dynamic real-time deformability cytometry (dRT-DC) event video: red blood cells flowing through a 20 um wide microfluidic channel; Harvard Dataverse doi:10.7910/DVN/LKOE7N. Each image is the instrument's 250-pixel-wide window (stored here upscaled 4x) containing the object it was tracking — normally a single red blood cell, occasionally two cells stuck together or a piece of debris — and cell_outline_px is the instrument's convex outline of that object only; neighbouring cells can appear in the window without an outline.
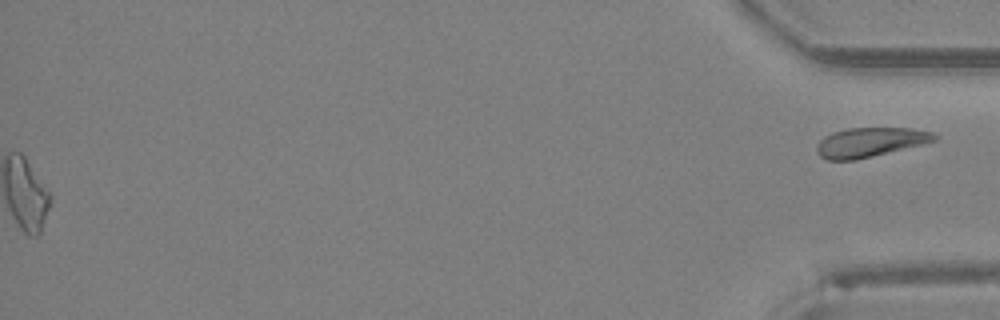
{"species": "Egyptian fruit bat (a non-hibernating species)", "species_latin": "Rousettus aegyptiacus", "temperature_condition": "room temperature", "stored_images_in_passage": 32, "segment_of_instrument_passage": [2, 2], "camera_frame_rate_fps": 3000, "um_per_image_px": 0.085, "animal": {"sex": "female"}, "frame": {"image": 1, "passage_image": 32, "time_ms": 10.333, "image_size_px": [1000, 320], "cell_outline_px": [[940, 136], [936, 140], [924, 144], [856, 160], [828, 160], [820, 156], [816, 152], [816, 144], [824, 136], [832, 132], [848, 128], [912, 128], [936, 132]], "centroid_in_image_um": [73.99, 12.08], "position_along_channel_um": 361.2, "area_um2": 20.46}}